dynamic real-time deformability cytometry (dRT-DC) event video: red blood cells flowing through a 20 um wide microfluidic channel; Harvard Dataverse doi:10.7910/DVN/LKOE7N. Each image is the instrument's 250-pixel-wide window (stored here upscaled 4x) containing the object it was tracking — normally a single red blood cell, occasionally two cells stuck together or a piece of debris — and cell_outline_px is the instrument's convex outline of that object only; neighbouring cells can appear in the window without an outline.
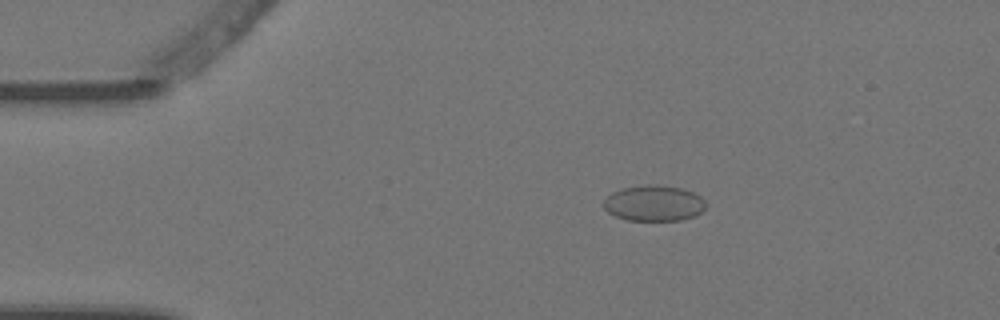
{"species": "Egyptian fruit bat (a non-hibernating species)", "species_latin": "Rousettus aegyptiacus", "temperature_condition": "warm", "stored_images_in_passage": 7, "camera_frame_rate_fps": 3000, "um_per_image_px": 0.085, "animal": {"sex": "female"}, "frame": {"image": 1, "passage_image": 3, "time_ms": 0.667, "image_size_px": [1000, 320], "cell_outline_px": [[704, 208], [700, 212], [692, 216], [680, 220], [628, 220], [616, 216], [608, 212], [604, 208], [604, 200], [612, 192], [624, 188], [652, 184], [680, 188], [692, 192], [700, 196], [704, 200]], "centroid_in_image_um": [55.56, 17.27], "position_along_channel_um": 29.4, "area_um2": 20.87}}
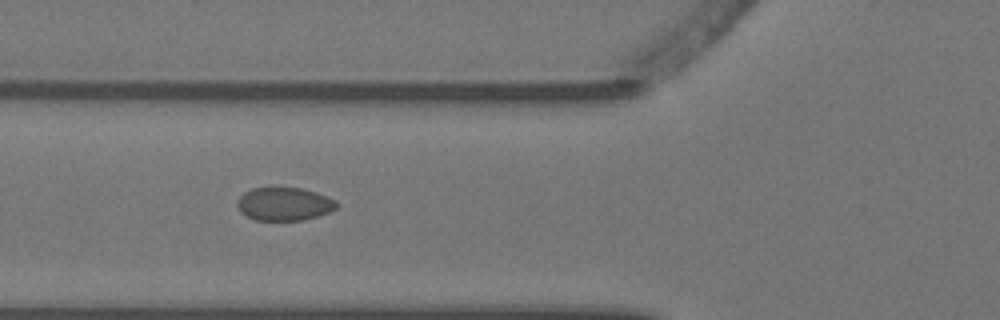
{"frame": {"image": 2, "passage_image": 6, "time_ms": 1.667, "image_size_px": [1000, 320], "cell_outline_px": [[340, 204], [336, 208], [328, 212], [316, 216], [300, 220], [256, 220], [240, 212], [236, 204], [236, 200], [244, 192], [252, 188], [300, 188], [316, 192], [328, 196], [336, 200]], "centroid_in_image_um": [24.15, 17.33], "position_along_channel_um": 101.6, "area_um2": 19.19}}
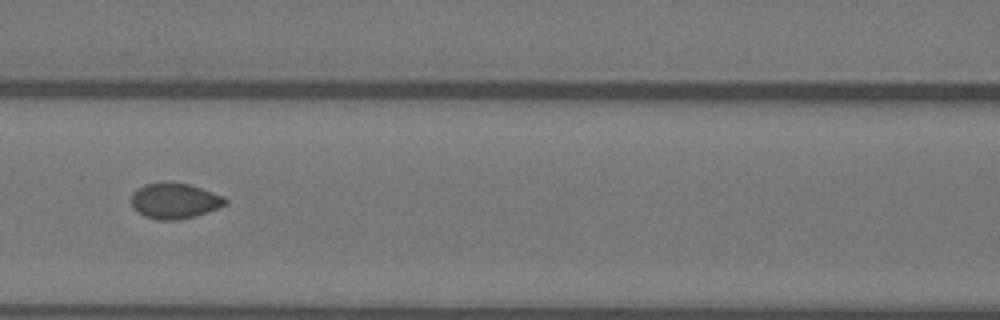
{"frame": {"image": 3, "passage_image": 7, "time_ms": 2.0, "image_size_px": [1000, 320], "cell_outline_px": [[228, 204], [192, 216], [176, 220], [156, 220], [144, 216], [136, 212], [132, 208], [132, 192], [136, 188], [144, 184], [188, 184], [224, 196], [228, 200]], "centroid_in_image_um": [14.8, 17.09], "position_along_channel_um": 151.8, "area_um2": 19.07}}